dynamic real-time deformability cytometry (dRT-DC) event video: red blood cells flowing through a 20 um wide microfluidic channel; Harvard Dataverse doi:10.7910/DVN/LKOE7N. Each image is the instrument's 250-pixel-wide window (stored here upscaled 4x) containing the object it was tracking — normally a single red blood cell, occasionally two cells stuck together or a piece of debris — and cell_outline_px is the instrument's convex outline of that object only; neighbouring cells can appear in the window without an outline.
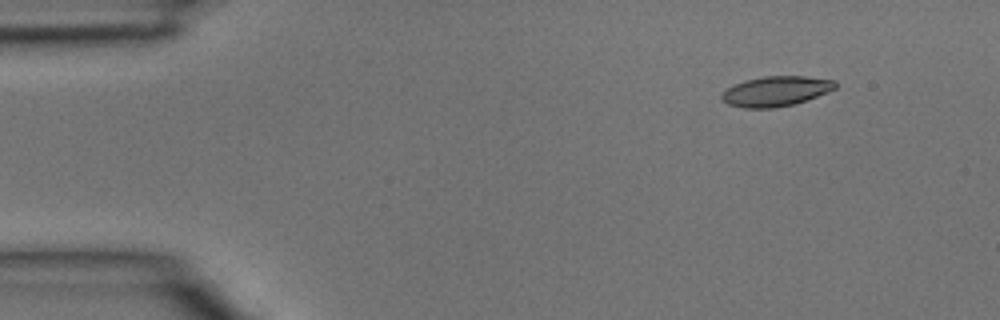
{"species": "common noctule bat (a hibernating species)", "species_latin": "Nyctalus noctula", "temperature_condition": "room temperature", "stored_images_in_passage": 3, "camera_frame_rate_fps": 3000, "um_per_image_px": 0.085, "animal": {"sex": "male", "body_mass_g": 15.6}, "frame": {"image": 1, "passage_image": 2, "time_ms": 0.333, "image_size_px": [1000, 320], "cell_outline_px": [[836, 88], [828, 92], [792, 104], [772, 108], [744, 108], [728, 104], [720, 96], [728, 88], [744, 80], [764, 76], [804, 76], [836, 80]], "centroid_in_image_um": [65.96, 7.74], "position_along_channel_um": 19.0, "area_um2": 19.59}}